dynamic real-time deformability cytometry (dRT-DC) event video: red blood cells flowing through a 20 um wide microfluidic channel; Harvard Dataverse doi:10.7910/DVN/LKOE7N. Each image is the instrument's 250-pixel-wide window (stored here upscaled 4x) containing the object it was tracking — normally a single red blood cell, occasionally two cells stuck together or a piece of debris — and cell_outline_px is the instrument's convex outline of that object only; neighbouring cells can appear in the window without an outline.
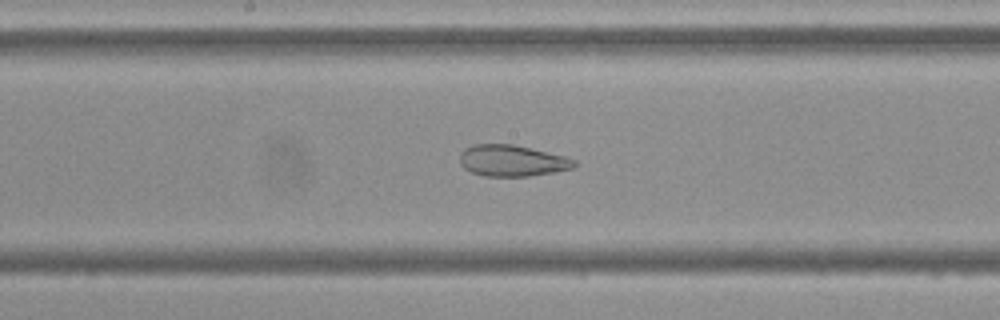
{"species": "Egyptian fruit bat (a non-hibernating species)", "species_latin": "Rousettus aegyptiacus", "temperature_condition": "cold", "stored_images_in_passage": 54, "camera_frame_rate_fps": 3000, "um_per_image_px": 0.085, "frame": {"image": 1, "passage_image": 28, "time_ms": 9.0, "image_size_px": [1000, 320], "cell_outline_px": [[576, 168], [528, 176], [484, 176], [472, 172], [464, 168], [460, 164], [460, 152], [464, 148], [472, 144], [512, 144], [564, 156], [576, 160]], "centroid_in_image_um": [43.5, 13.65], "position_along_channel_um": 204.7, "area_um2": 20.87}}
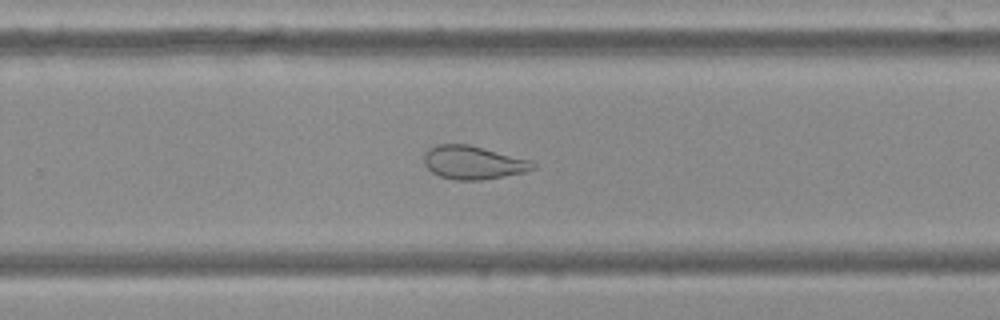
{"frame": {"image": 2, "passage_image": 35, "time_ms": 11.333, "image_size_px": [1000, 320], "cell_outline_px": [[536, 168], [524, 172], [504, 176], [480, 180], [456, 180], [440, 176], [432, 172], [424, 164], [424, 152], [428, 148], [436, 144], [468, 144], [532, 160], [536, 164]], "centroid_in_image_um": [40.22, 13.81], "position_along_channel_um": 289.6, "area_um2": 21.27}}
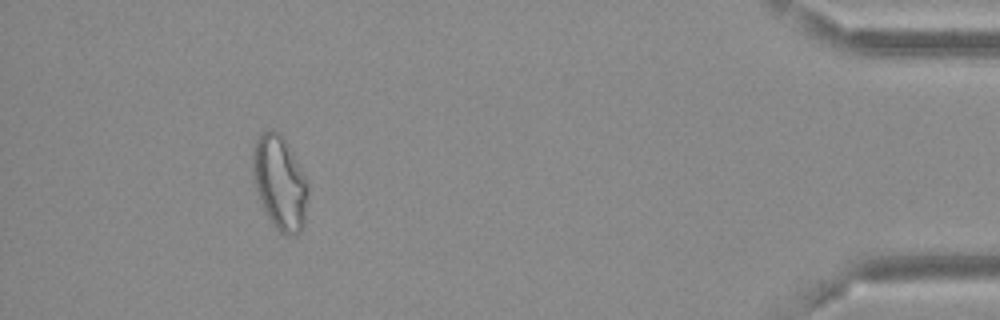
{"frame": {"image": 3, "passage_image": 50, "time_ms": 16.333, "image_size_px": [1000, 320], "cell_outline_px": [[308, 196], [304, 224], [300, 232], [292, 236], [288, 236], [280, 232], [272, 224], [260, 204], [252, 176], [252, 148], [256, 140], [268, 128], [272, 128], [280, 132], [288, 144], [308, 180]], "centroid_in_image_um": [23.78, 15.52], "position_along_channel_um": 411.4, "area_um2": 30.87}, "authors_computed_cell_mechanics": {"area_um2": 28.0619, "velocity_mm_per_s": 3.6479, "shape_relaxation_time_tau1_ms": null, "shape_relaxation_time_tau2_ms": 1.5698, "deformation_change_tau1": null, "deformation_change_tau2": 0.0905}}